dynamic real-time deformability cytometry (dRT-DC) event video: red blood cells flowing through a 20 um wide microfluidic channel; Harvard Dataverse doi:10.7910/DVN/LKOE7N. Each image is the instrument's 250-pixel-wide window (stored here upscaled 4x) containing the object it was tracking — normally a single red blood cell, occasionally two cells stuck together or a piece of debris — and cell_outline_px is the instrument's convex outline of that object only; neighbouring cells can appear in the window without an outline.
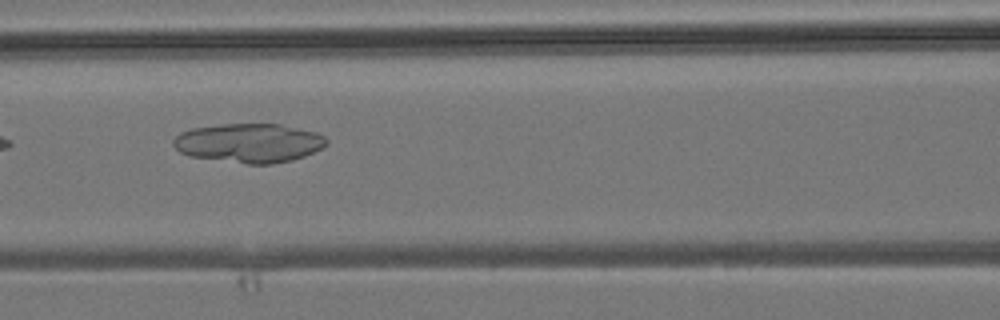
{"species": "common noctule bat (a hibernating species)", "species_latin": "Nyctalus noctula", "temperature_condition": "room temperature", "stored_images_in_passage": 6, "camera_frame_rate_fps": 3000, "um_per_image_px": 0.085, "animal": {"sex": "male", "body_mass_g": 19.2, "forearm_length_mm": 51.8}, "frame": {"image": 1, "passage_image": 6, "time_ms": 5.667, "image_size_px": [1000, 320], "cell_outline_px": [[328, 144], [304, 156], [292, 160], [272, 164], [248, 164], [188, 156], [180, 152], [172, 144], [172, 140], [180, 132], [192, 128], [220, 124], [280, 124], [316, 132], [324, 136], [328, 140]], "centroid_in_image_um": [21.15, 12.15], "position_along_channel_um": 145.5, "area_um2": 34.97}}